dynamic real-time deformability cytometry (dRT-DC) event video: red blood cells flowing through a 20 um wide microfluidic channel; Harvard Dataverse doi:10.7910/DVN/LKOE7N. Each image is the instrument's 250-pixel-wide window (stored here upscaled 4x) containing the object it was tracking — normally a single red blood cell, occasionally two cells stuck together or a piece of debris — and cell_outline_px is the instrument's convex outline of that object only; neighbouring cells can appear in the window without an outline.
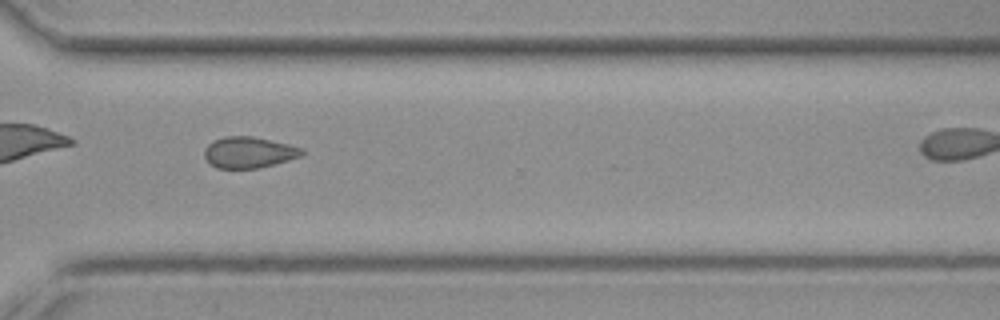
{"species": "common noctule bat (a hibernating species)", "species_latin": "Nyctalus noctula", "temperature_condition": "cold", "stored_images_in_passage": 31, "camera_frame_rate_fps": 3000, "um_per_image_px": 0.085, "animal": {"sex": "female", "body_mass_g": 19.3, "forearm_length_mm": 54.1}, "frame": {"image": 1, "passage_image": 27, "time_ms": 8.667, "image_size_px": [1000, 320], "cell_outline_px": [[304, 152], [300, 156], [288, 160], [260, 168], [216, 168], [204, 156], [204, 148], [212, 140], [224, 136], [252, 136], [288, 144], [304, 148]], "centroid_in_image_um": [21.14, 12.94], "position_along_channel_um": 349.5, "area_um2": 17.69}}